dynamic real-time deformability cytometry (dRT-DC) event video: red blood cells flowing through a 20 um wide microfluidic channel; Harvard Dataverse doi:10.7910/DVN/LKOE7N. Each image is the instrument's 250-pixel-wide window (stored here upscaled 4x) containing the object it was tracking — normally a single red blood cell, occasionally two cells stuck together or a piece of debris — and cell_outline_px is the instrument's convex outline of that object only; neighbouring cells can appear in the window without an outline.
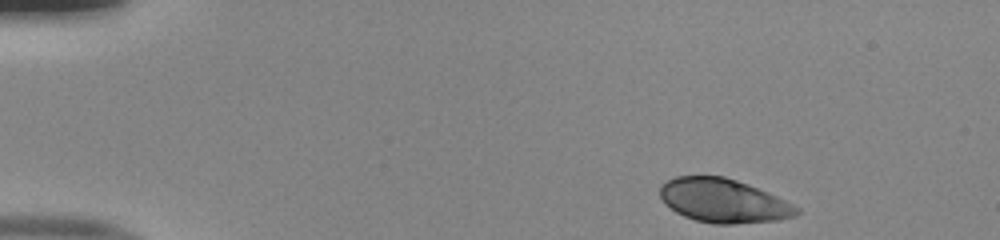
{"species": "human", "species_latin": "Homo sapiens", "temperature_condition": "room temperature", "stored_images_in_passage": 45, "camera_frame_rate_fps": 3000, "um_per_image_px": 0.085, "donor": {"sex": "male"}, "frame": {"image": 1, "passage_image": 1, "time_ms": 0.0, "image_size_px": [1000, 240], "cell_outline_px": [[800, 212], [796, 216], [780, 220], [732, 224], [712, 224], [696, 220], [684, 216], [676, 212], [664, 204], [660, 196], [660, 184], [676, 176], [724, 176], [748, 184], [768, 192], [800, 208]], "centroid_in_image_um": [61.48, 17.06], "position_along_channel_um": 23.5, "area_um2": 35.03}}
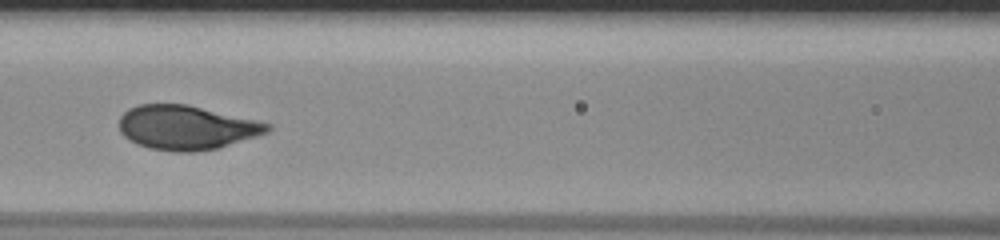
{"frame": {"image": 2, "passage_image": 18, "time_ms": 5.667, "image_size_px": [1000, 240], "cell_outline_px": [[272, 128], [268, 132], [220, 148], [196, 152], [172, 152], [148, 148], [136, 144], [128, 140], [120, 132], [120, 116], [128, 108], [140, 104], [188, 104], [272, 124]], "centroid_in_image_um": [15.83, 10.85], "position_along_channel_um": 150.8, "area_um2": 38.49}}
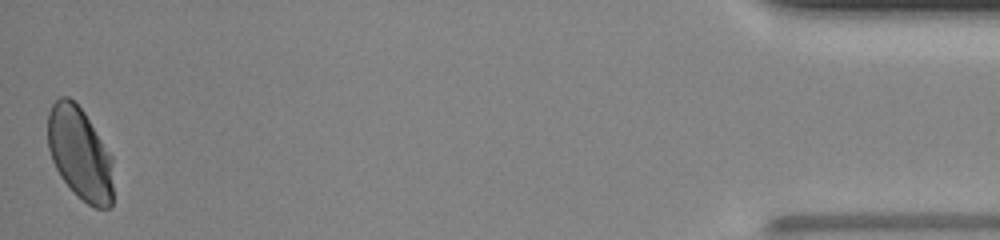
{"frame": {"image": 3, "passage_image": 45, "time_ms": 14.667, "image_size_px": [1000, 240], "cell_outline_px": [[112, 204], [108, 208], [96, 208], [88, 204], [60, 176], [52, 160], [48, 148], [48, 112], [52, 104], [60, 96], [68, 96], [84, 112], [112, 156]], "centroid_in_image_um": [6.78, 13.02], "position_along_channel_um": 428.4, "area_um2": 34.91}, "authors_computed_cell_mechanics": {"area_um2": 37.3388, "velocity_mm_per_s": 4.0039, "shape_relaxation_time_tau1_ms": 2.8698, "shape_relaxation_time_tau2_ms": null, "deformation_change_tau1": 0.1395, "deformation_change_tau2": null}}